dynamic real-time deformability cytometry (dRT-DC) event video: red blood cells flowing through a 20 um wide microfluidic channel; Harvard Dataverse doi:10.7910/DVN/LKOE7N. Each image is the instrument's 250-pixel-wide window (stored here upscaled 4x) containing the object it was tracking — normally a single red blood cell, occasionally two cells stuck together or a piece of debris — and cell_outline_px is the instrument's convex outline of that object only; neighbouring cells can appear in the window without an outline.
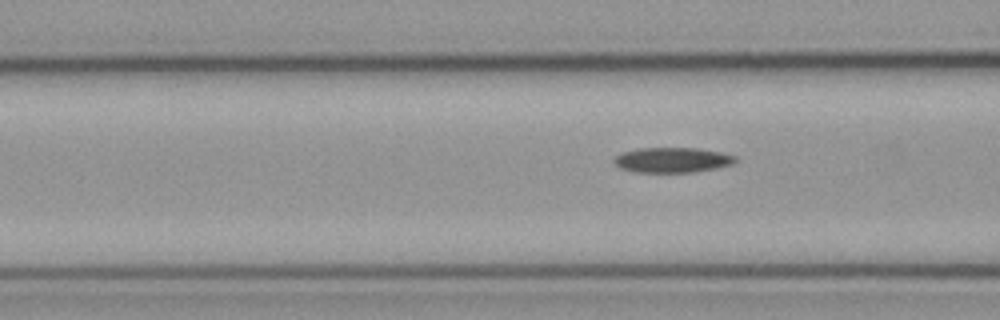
{"species": "common noctule bat (a hibernating species)", "species_latin": "Nyctalus noctula", "temperature_condition": "cold", "stored_images_in_passage": 7, "segment_of_instrument_passage": [2, 2], "camera_frame_rate_fps": 3000, "um_per_image_px": 0.085, "animal": {"sex": "male", "body_mass_g": 23.1, "forearm_length_mm": 52.7}, "frame": {"image": 1, "passage_image": 7, "time_ms": 2.0, "image_size_px": [1000, 320], "cell_outline_px": [[740, 160], [736, 164], [716, 168], [692, 172], [636, 172], [620, 168], [612, 160], [620, 152], [640, 148], [696, 148], [720, 152], [736, 156]], "centroid_in_image_um": [57.18, 13.6], "position_along_channel_um": 109.4, "area_um2": 17.92}}